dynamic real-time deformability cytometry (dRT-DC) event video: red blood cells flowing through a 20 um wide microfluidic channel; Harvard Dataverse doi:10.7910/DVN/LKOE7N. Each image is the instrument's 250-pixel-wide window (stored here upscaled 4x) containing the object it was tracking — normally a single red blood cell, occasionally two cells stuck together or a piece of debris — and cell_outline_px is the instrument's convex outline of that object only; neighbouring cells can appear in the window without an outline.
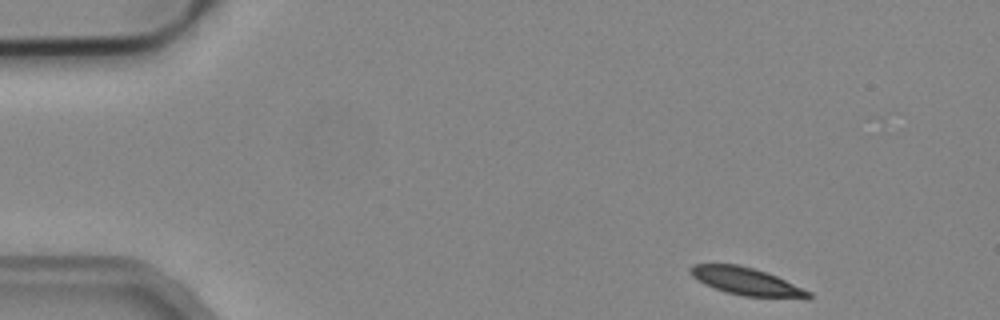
{"species": "common noctule bat (a hibernating species)", "species_latin": "Nyctalus noctula", "temperature_condition": "cold", "stored_images_in_passage": 47, "camera_frame_rate_fps": 3000, "um_per_image_px": 0.085, "animal": {"sex": "male", "body_mass_g": 19.2, "forearm_length_mm": 51.8}, "frame": {"image": 1, "passage_image": 1, "time_ms": 0.0, "image_size_px": [1000, 320], "cell_outline_px": [[812, 296], [808, 300], [744, 296], [728, 292], [704, 284], [692, 276], [688, 272], [688, 268], [692, 264], [740, 264], [776, 276], [812, 292]], "centroid_in_image_um": [63.49, 23.94], "position_along_channel_um": 21.5, "area_um2": 19.19}}
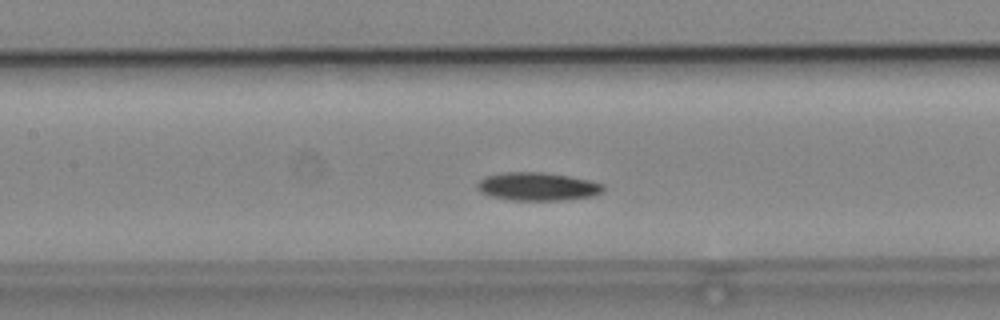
{"frame": {"image": 2, "passage_image": 19, "time_ms": 6.0, "image_size_px": [1000, 320], "cell_outline_px": [[604, 192], [592, 196], [564, 200], [512, 200], [492, 196], [480, 192], [476, 188], [476, 184], [484, 176], [504, 172], [540, 172], [568, 176], [588, 180], [604, 184]], "centroid_in_image_um": [45.68, 15.85], "position_along_channel_um": 161.7, "area_um2": 20.69}}
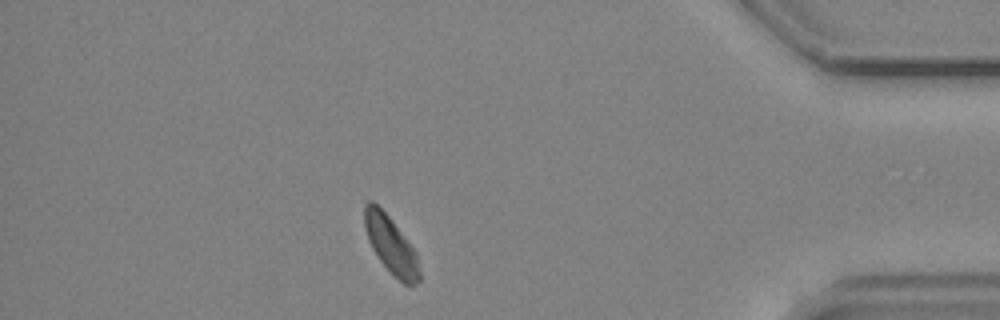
{"frame": {"image": 3, "passage_image": 41, "time_ms": 13.333, "image_size_px": [1000, 320], "cell_outline_px": [[420, 280], [416, 284], [404, 284], [380, 260], [372, 248], [368, 240], [364, 228], [364, 204], [368, 200], [372, 200], [392, 220], [416, 252], [420, 272]], "centroid_in_image_um": [33.21, 20.79], "position_along_channel_um": 402.0, "area_um2": 17.98}}